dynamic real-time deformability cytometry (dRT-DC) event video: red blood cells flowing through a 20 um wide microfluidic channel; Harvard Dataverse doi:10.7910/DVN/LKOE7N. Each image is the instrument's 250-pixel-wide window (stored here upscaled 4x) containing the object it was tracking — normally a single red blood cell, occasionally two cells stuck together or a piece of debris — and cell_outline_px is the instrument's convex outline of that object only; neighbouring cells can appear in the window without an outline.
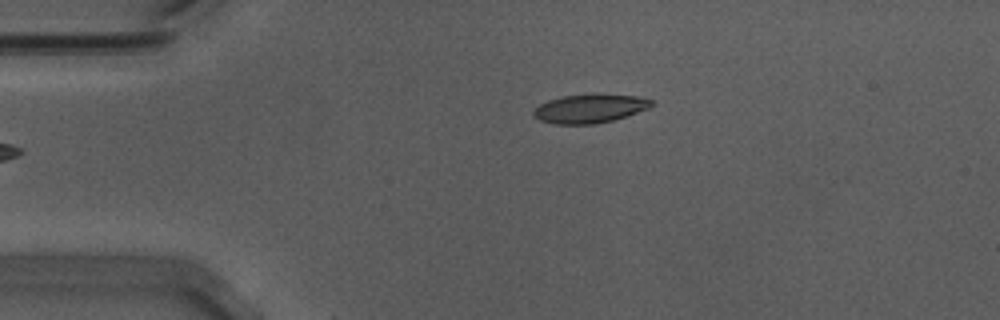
{"species": "Egyptian fruit bat (a non-hibernating species)", "species_latin": "Rousettus aegyptiacus", "temperature_condition": "warm", "stored_images_in_passage": 5, "camera_frame_rate_fps": 3000, "um_per_image_px": 0.085, "animal": {"sex": "male"}, "frame": {"image": 1, "passage_image": 1, "time_ms": 0.0, "image_size_px": [1000, 320], "cell_outline_px": [[656, 104], [648, 108], [628, 116], [596, 124], [552, 124], [540, 120], [532, 116], [532, 112], [540, 104], [548, 100], [564, 96], [640, 96], [652, 100]], "centroid_in_image_um": [50.12, 9.27], "position_along_channel_um": 34.9, "area_um2": 19.25}}